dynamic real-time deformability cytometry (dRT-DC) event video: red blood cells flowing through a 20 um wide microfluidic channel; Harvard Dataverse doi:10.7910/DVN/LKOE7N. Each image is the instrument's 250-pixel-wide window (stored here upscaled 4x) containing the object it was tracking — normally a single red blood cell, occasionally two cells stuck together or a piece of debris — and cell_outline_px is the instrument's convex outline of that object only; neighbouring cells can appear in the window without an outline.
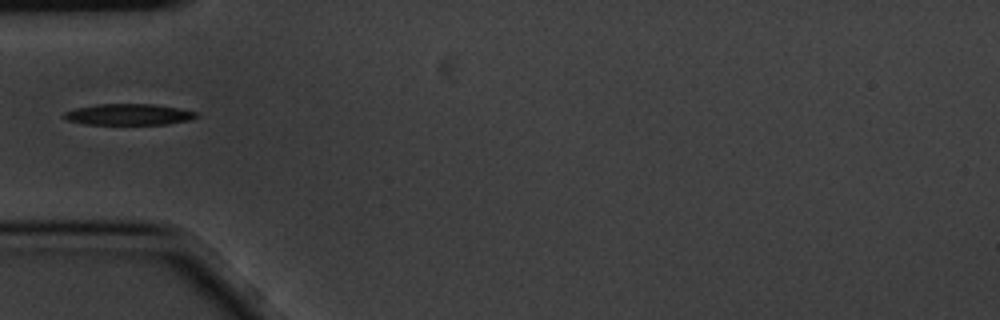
{"species": "common noctule bat (a hibernating species)", "species_latin": "Nyctalus noctula", "temperature_condition": "cold", "stored_images_in_passage": 2, "camera_frame_rate_fps": 3000, "um_per_image_px": 0.085, "animal": {"sex": "male", "body_mass_g": 20.1, "forearm_length_mm": 53.5}, "frame": {"image": 1, "passage_image": 1, "time_ms": 0.0, "image_size_px": [1000, 320], "cell_outline_px": [[200, 116], [188, 120], [168, 124], [84, 124], [68, 120], [64, 116], [64, 112], [76, 108], [96, 104], [156, 104], [196, 112]], "centroid_in_image_um": [10.94, 9.73], "position_along_channel_um": 74.1, "area_um2": 16.18}}
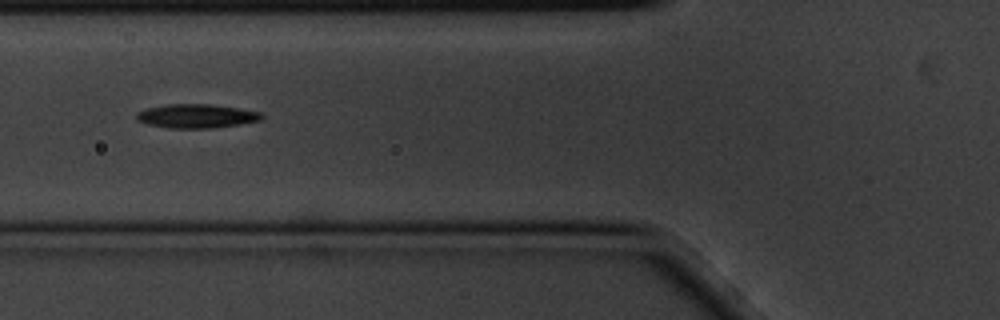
{"frame": {"image": 2, "passage_image": 2, "time_ms": 0.333, "image_size_px": [1000, 320], "cell_outline_px": [[264, 116], [260, 120], [240, 124], [212, 128], [172, 128], [148, 124], [136, 120], [136, 112], [148, 108], [168, 104], [208, 104], [236, 108], [260, 112]], "centroid_in_image_um": [16.68, 9.86], "position_along_channel_um": 109.1, "area_um2": 17.22}}